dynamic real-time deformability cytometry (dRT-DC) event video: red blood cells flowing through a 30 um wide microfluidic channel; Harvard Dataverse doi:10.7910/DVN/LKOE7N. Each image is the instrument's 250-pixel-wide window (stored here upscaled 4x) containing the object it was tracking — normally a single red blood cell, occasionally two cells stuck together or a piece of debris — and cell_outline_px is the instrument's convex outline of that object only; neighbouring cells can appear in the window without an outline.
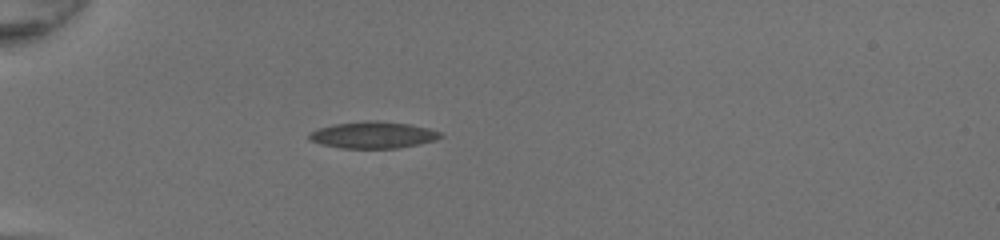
{"species": "common noctule bat (a hibernating species)", "species_latin": "Nyctalus noctula", "temperature_condition": "room temperature", "stored_images_in_passage": 35, "camera_frame_rate_fps": 3000, "um_per_image_px": 0.085, "animal": {"sex": "female", "body_mass_g": 20.0, "forearm_length_mm": 54.0}, "frame": {"image": 1, "passage_image": 1, "time_ms": 0.0, "image_size_px": [1000, 240], "cell_outline_px": [[444, 136], [436, 140], [400, 148], [340, 148], [320, 144], [308, 140], [308, 132], [316, 128], [332, 124], [364, 120], [380, 120], [412, 124], [428, 128], [440, 132]], "centroid_in_image_um": [31.67, 11.46], "position_along_channel_um": 53.3, "area_um2": 20.92}}
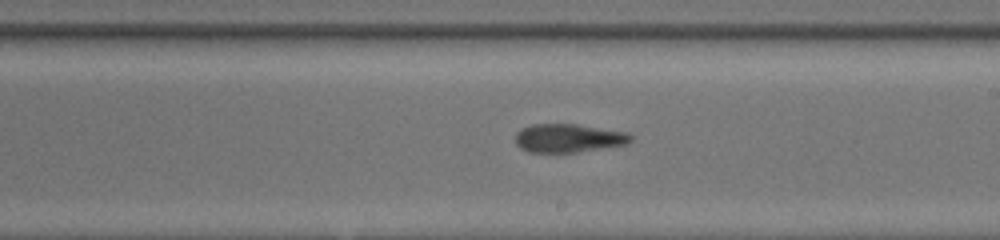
{"frame": {"image": 2, "passage_image": 16, "time_ms": 5.0, "image_size_px": [1000, 240], "cell_outline_px": [[632, 140], [628, 144], [576, 152], [528, 152], [520, 148], [516, 144], [516, 132], [520, 128], [532, 124], [576, 124], [628, 132], [632, 136]], "centroid_in_image_um": [48.31, 11.73], "position_along_channel_um": 240.7, "area_um2": 19.25}}
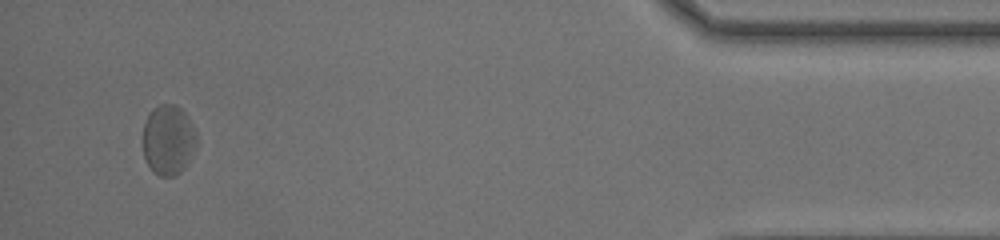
{"frame": {"image": 3, "passage_image": 33, "time_ms": 10.667, "image_size_px": [1000, 240], "cell_outline_px": [[196, 148], [188, 164], [176, 176], [160, 176], [152, 172], [144, 156], [144, 124], [152, 108], [160, 104], [176, 104], [184, 112], [196, 132]], "centroid_in_image_um": [14.32, 11.91], "position_along_channel_um": 420.9, "area_um2": 21.96}, "authors_computed_cell_mechanics": {"area_um2": 19.941, "velocity_mm_per_s": 4.2318, "shape_relaxation_time_tau1_ms": 7.5458, "shape_relaxation_time_tau2_ms": 2.4999, "deformation_change_tau1": 0.1645, "deformation_change_tau2": 0.1067}}